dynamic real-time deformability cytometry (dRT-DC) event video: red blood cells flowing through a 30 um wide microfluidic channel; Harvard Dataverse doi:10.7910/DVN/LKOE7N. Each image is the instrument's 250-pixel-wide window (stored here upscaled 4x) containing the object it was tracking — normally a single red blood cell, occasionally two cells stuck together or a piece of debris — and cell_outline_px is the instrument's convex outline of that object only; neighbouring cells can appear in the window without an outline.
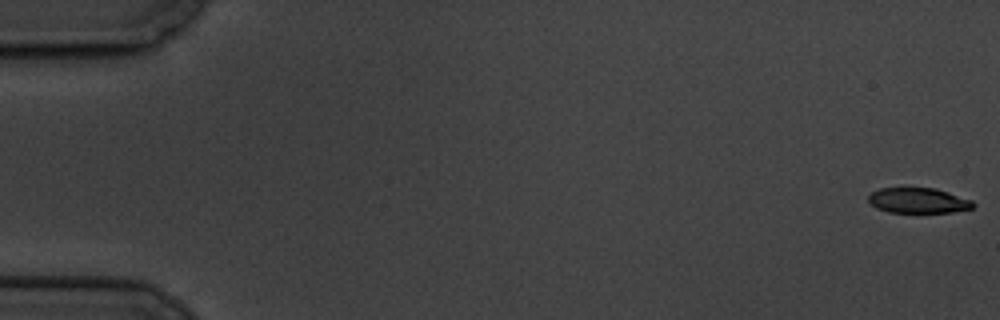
{"species": "common noctule bat (a hibernating species)", "species_latin": "Nyctalus noctula", "temperature_condition": "cold", "stored_images_in_passage": 4, "camera_frame_rate_fps": 3000, "um_per_image_px": 0.085, "animal": {"sex": "male", "body_mass_g": 19.5, "forearm_length_mm": 54.6}, "frame": {"image": 1, "passage_image": 1, "time_ms": 0.0, "image_size_px": [1000, 320], "cell_outline_px": [[976, 204], [972, 208], [952, 212], [888, 212], [876, 208], [868, 200], [868, 196], [872, 192], [880, 188], [904, 184], [936, 188], [972, 200]], "centroid_in_image_um": [78.01, 16.98], "position_along_channel_um": 7.0, "area_um2": 16.18}}